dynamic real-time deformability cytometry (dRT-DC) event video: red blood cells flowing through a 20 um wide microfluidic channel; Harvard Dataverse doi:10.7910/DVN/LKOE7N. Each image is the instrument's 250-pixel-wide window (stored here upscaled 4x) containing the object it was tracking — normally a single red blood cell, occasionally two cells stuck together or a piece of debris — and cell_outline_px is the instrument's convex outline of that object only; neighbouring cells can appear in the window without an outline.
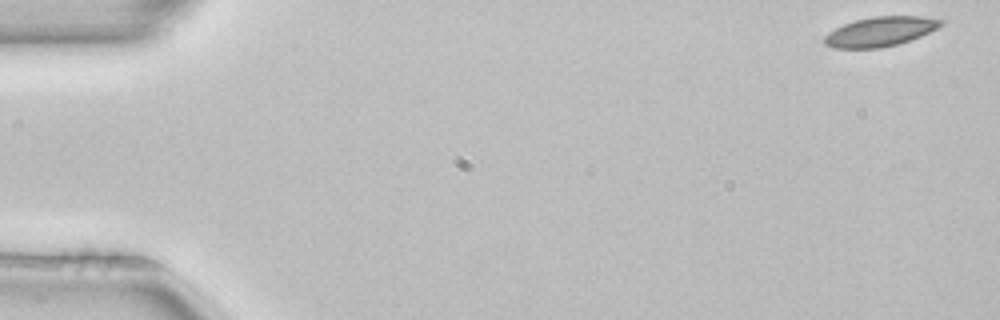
{"species": "common noctule bat (a hibernating species)", "species_latin": "Nyctalus noctula", "temperature_condition": "room temperature", "stored_images_in_passage": 51, "camera_frame_rate_fps": 3000, "um_per_image_px": 0.085, "animal": {"sex": "female", "body_mass_g": 22.7, "forearm_length_mm": 54.2}, "frame": {"image": 1, "passage_image": 1, "time_ms": 0.0, "image_size_px": [1000, 320], "cell_outline_px": [[944, 24], [920, 36], [896, 44], [880, 48], [836, 48], [824, 44], [824, 36], [828, 32], [844, 24], [856, 20], [876, 16], [920, 16], [944, 20]], "centroid_in_image_um": [74.81, 2.68], "position_along_channel_um": 10.2, "area_um2": 19.77}}
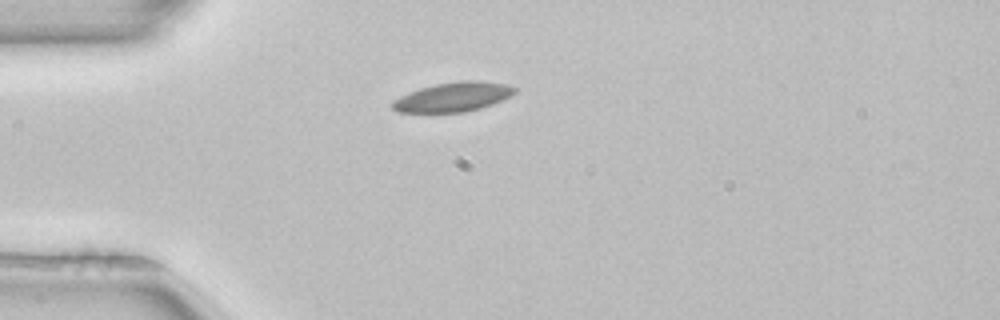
{"frame": {"image": 2, "passage_image": 13, "time_ms": 4.0, "image_size_px": [1000, 320], "cell_outline_px": [[516, 92], [512, 96], [492, 104], [480, 108], [464, 112], [396, 112], [392, 108], [392, 100], [400, 96], [420, 88], [436, 84], [460, 80], [476, 80], [508, 84], [516, 88]], "centroid_in_image_um": [38.53, 8.23], "position_along_channel_um": 46.5, "area_um2": 20.98}}
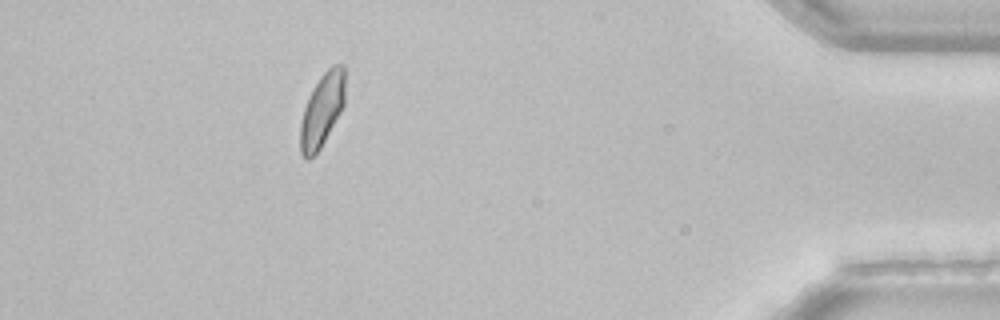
{"frame": {"image": 3, "passage_image": 46, "time_ms": 15.0, "image_size_px": [1000, 320], "cell_outline_px": [[344, 104], [340, 112], [320, 148], [308, 160], [304, 160], [300, 152], [300, 124], [304, 108], [308, 96], [312, 88], [320, 76], [332, 64], [344, 64]], "centroid_in_image_um": [27.35, 9.34], "position_along_channel_um": 407.9, "area_um2": 19.07}, "authors_computed_cell_mechanics": {"area_um2": 20.0566, "velocity_mm_per_s": 3.9468, "shape_relaxation_time_tau1_ms": 7.3553, "shape_relaxation_time_tau2_ms": null, "deformation_change_tau1": 0.1215, "deformation_change_tau2": null}}